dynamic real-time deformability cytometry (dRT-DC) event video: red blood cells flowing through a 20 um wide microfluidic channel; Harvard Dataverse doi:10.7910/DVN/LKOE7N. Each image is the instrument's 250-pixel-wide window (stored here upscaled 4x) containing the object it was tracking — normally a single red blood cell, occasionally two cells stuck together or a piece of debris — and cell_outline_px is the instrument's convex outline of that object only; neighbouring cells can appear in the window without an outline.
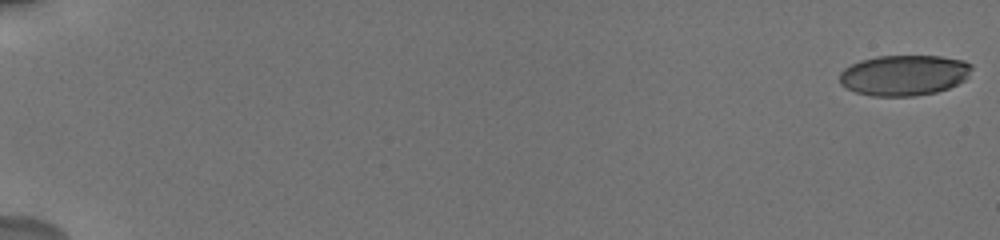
{"species": "human", "species_latin": "Homo sapiens", "temperature_condition": "cold", "stored_images_in_passage": 43, "camera_frame_rate_fps": 3000, "um_per_image_px": 0.085, "donor": {"sex": "male"}, "frame": {"image": 1, "passage_image": 1, "time_ms": 0.0, "image_size_px": [1000, 240], "cell_outline_px": [[972, 68], [968, 76], [964, 80], [948, 88], [936, 92], [912, 96], [872, 96], [856, 92], [840, 84], [840, 72], [844, 68], [860, 60], [876, 56], [940, 56], [964, 60], [972, 64]], "centroid_in_image_um": [76.85, 6.38], "position_along_channel_um": 8.2, "area_um2": 31.27}}
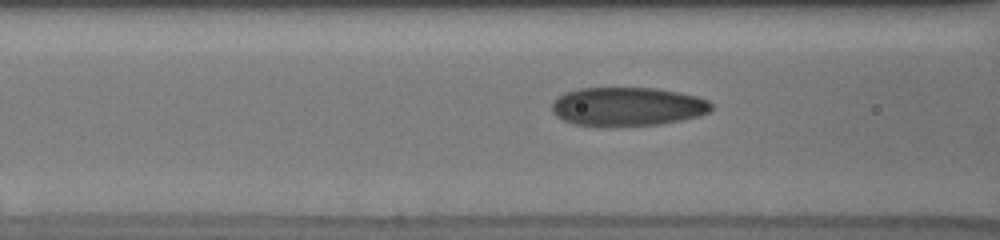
{"frame": {"image": 2, "passage_image": 19, "time_ms": 8.333, "image_size_px": [1000, 240], "cell_outline_px": [[712, 108], [708, 112], [700, 116], [660, 124], [608, 128], [596, 128], [572, 124], [556, 116], [552, 112], [552, 100], [556, 96], [564, 92], [580, 88], [656, 88], [680, 92], [696, 96], [708, 100], [712, 104]], "centroid_in_image_um": [53.27, 9.08], "position_along_channel_um": 113.3, "area_um2": 36.99}}
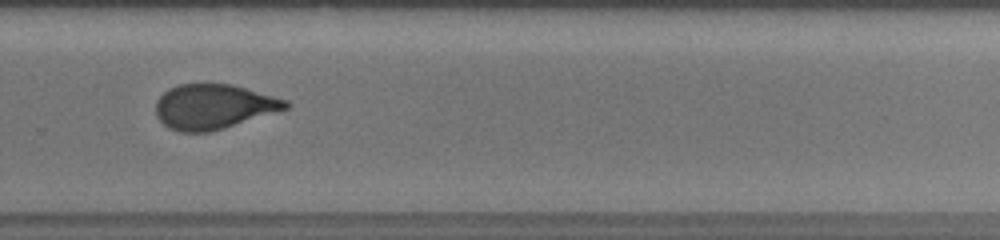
{"frame": {"image": 3, "passage_image": 31, "time_ms": 13.667, "image_size_px": [1000, 240], "cell_outline_px": [[292, 104], [288, 108], [224, 128], [208, 132], [180, 132], [168, 128], [156, 116], [156, 100], [168, 88], [180, 84], [232, 84], [288, 100]], "centroid_in_image_um": [18.14, 9.06], "position_along_channel_um": 311.7, "area_um2": 33.87}, "authors_computed_cell_mechanics": {"area_um2": 34.102, "velocity_mm_per_s": 3.7271, "shape_relaxation_time_tau1_ms": 4.7441, "shape_relaxation_time_tau2_ms": 0.9142, "deformation_change_tau1": 0.158, "deformation_change_tau2": 0.061}}